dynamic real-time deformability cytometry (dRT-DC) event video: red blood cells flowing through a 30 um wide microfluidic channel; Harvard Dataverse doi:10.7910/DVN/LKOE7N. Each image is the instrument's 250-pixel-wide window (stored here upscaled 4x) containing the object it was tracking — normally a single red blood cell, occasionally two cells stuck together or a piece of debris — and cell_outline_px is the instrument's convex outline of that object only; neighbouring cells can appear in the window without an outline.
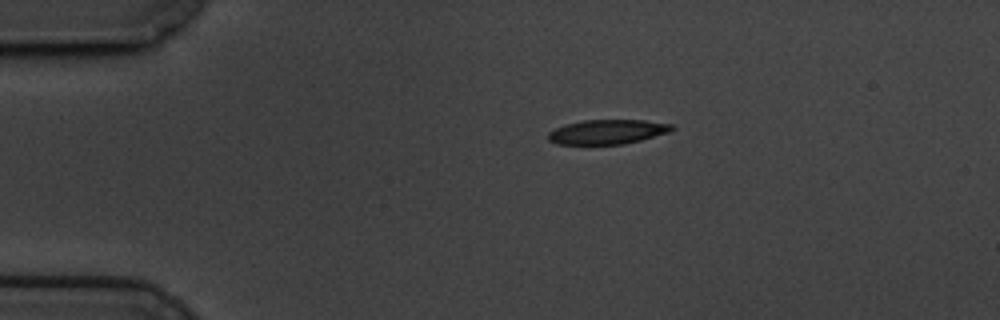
{"species": "common noctule bat (a hibernating species)", "species_latin": "Nyctalus noctula", "temperature_condition": "cold", "stored_images_in_passage": 48, "camera_frame_rate_fps": 3000, "um_per_image_px": 0.085, "animal": {"sex": "male", "body_mass_g": 19.5, "forearm_length_mm": 54.6}, "frame": {"image": 1, "passage_image": 1, "time_ms": 0.0, "image_size_px": [1000, 320], "cell_outline_px": [[676, 128], [672, 132], [624, 144], [556, 144], [548, 140], [548, 132], [564, 124], [584, 120], [644, 120], [672, 124]], "centroid_in_image_um": [51.66, 11.2], "position_along_channel_um": 33.3, "area_um2": 17.8}}
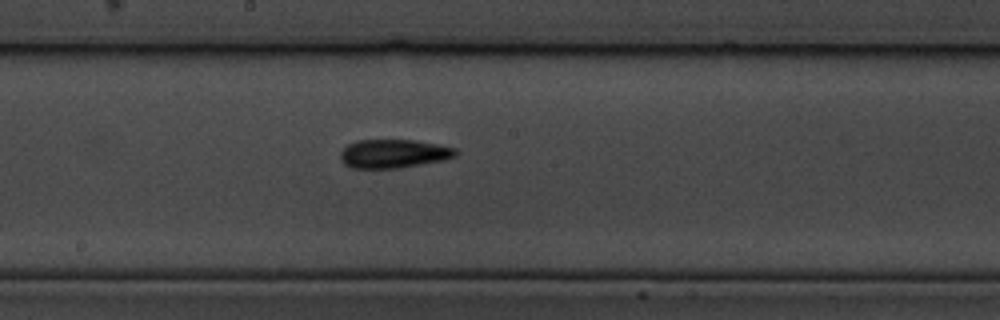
{"frame": {"image": 2, "passage_image": 21, "time_ms": 6.667, "image_size_px": [1000, 320], "cell_outline_px": [[460, 152], [456, 156], [444, 160], [400, 168], [352, 168], [344, 164], [340, 160], [340, 152], [348, 144], [356, 140], [416, 140], [456, 148]], "centroid_in_image_um": [33.46, 13.06], "position_along_channel_um": 214.7, "area_um2": 19.42}}
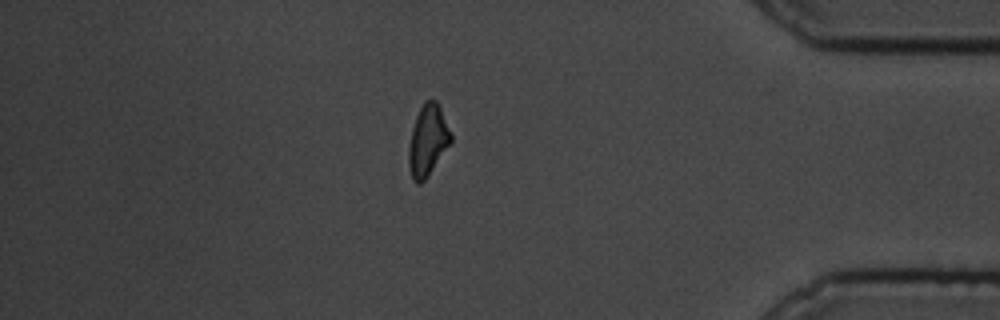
{"frame": {"image": 3, "passage_image": 40, "time_ms": 13.0, "image_size_px": [1000, 320], "cell_outline_px": [[452, 144], [428, 176], [420, 184], [416, 184], [412, 180], [408, 164], [408, 148], [412, 128], [416, 116], [424, 100], [436, 100], [440, 108], [452, 136]], "centroid_in_image_um": [36.36, 11.98], "position_along_channel_um": 398.8, "area_um2": 17.69}, "authors_computed_cell_mechanics": {"area_um2": 18.2937, "velocity_mm_per_s": 3.406, "shape_relaxation_time_tau1_ms": 5.1255, "shape_relaxation_time_tau2_ms": 5.8843, "deformation_change_tau1": 0.1363, "deformation_change_tau2": 0.1342}}